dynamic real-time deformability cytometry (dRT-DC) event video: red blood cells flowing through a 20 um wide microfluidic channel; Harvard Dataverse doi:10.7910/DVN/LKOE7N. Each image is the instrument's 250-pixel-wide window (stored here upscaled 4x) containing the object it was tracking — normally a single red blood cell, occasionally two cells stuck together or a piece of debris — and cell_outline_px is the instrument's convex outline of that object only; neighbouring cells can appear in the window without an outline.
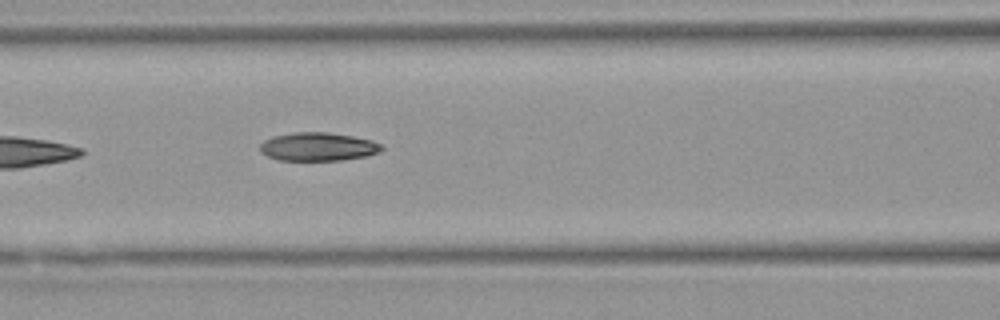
{"species": "Egyptian fruit bat (a non-hibernating species)", "species_latin": "Rousettus aegyptiacus", "temperature_condition": "warm", "stored_images_in_passage": 6, "camera_frame_rate_fps": 3000, "um_per_image_px": 0.085, "animal": {"sex": "female"}, "frame": {"image": 1, "passage_image": 6, "time_ms": 7.0, "image_size_px": [1000, 320], "cell_outline_px": [[384, 148], [380, 152], [368, 156], [340, 160], [280, 160], [268, 156], [260, 152], [260, 144], [264, 140], [272, 136], [292, 132], [328, 132], [352, 136], [372, 140], [380, 144]], "centroid_in_image_um": [27.03, 12.46], "position_along_channel_um": 139.6, "area_um2": 20.23}}